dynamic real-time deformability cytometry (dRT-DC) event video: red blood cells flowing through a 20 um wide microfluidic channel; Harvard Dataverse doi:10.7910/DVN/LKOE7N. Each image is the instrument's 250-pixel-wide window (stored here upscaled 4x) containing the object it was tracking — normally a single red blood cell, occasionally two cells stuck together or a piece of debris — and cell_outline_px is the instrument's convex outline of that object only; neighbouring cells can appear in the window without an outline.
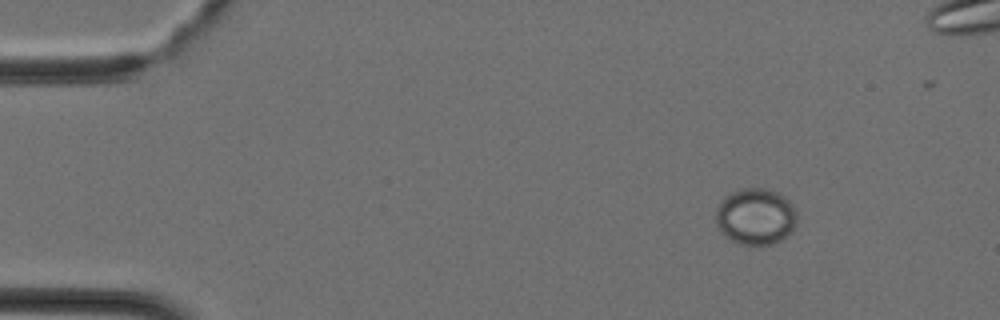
{"species": "Egyptian fruit bat (a non-hibernating species)", "species_latin": "Rousettus aegyptiacus", "temperature_condition": "cold", "stored_images_in_passage": 30, "camera_frame_rate_fps": 3000, "um_per_image_px": 0.085, "animal": {"sex": "female"}, "frame": {"image": 1, "passage_image": 1, "time_ms": 0.0, "image_size_px": [1000, 320], "cell_outline_px": [[796, 224], [792, 232], [780, 240], [772, 244], [740, 244], [732, 240], [716, 224], [716, 208], [724, 196], [740, 188], [768, 188], [780, 192], [788, 200], [796, 212]], "centroid_in_image_um": [64.24, 18.37], "position_along_channel_um": 20.8, "area_um2": 26.65}}
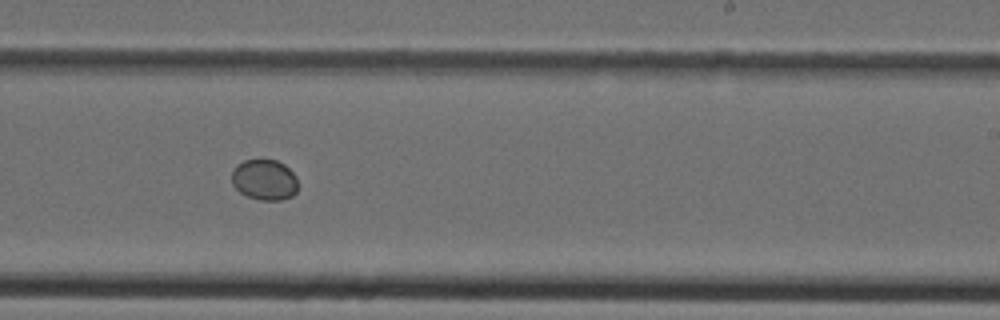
{"frame": {"image": 2, "passage_image": 20, "time_ms": 6.333, "image_size_px": [1000, 320], "cell_outline_px": [[296, 192], [292, 196], [284, 200], [260, 200], [248, 196], [240, 192], [232, 184], [232, 168], [236, 164], [244, 160], [276, 160], [284, 164], [296, 176]], "centroid_in_image_um": [22.46, 15.28], "position_along_channel_um": 266.5, "area_um2": 15.72}}
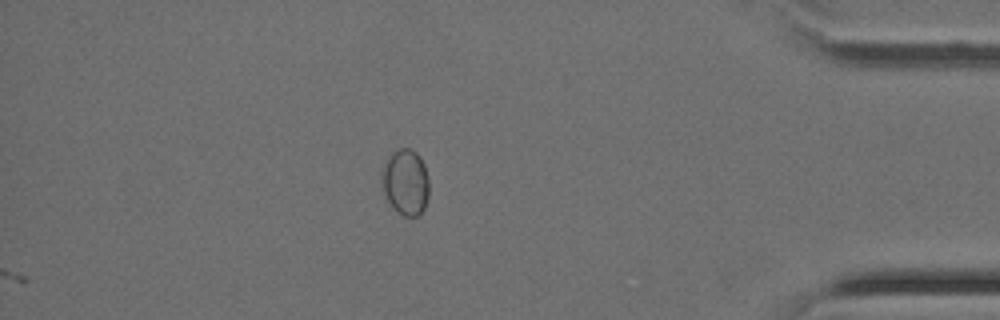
{"frame": {"image": 3, "passage_image": 30, "time_ms": 9.667, "image_size_px": [1000, 320], "cell_outline_px": [[428, 196], [424, 208], [416, 216], [404, 216], [396, 212], [392, 208], [384, 196], [380, 180], [380, 168], [392, 152], [400, 148], [408, 148], [416, 152], [420, 156], [424, 164], [428, 180]], "centroid_in_image_um": [34.42, 15.48], "position_along_channel_um": 400.8, "area_um2": 18.55}}